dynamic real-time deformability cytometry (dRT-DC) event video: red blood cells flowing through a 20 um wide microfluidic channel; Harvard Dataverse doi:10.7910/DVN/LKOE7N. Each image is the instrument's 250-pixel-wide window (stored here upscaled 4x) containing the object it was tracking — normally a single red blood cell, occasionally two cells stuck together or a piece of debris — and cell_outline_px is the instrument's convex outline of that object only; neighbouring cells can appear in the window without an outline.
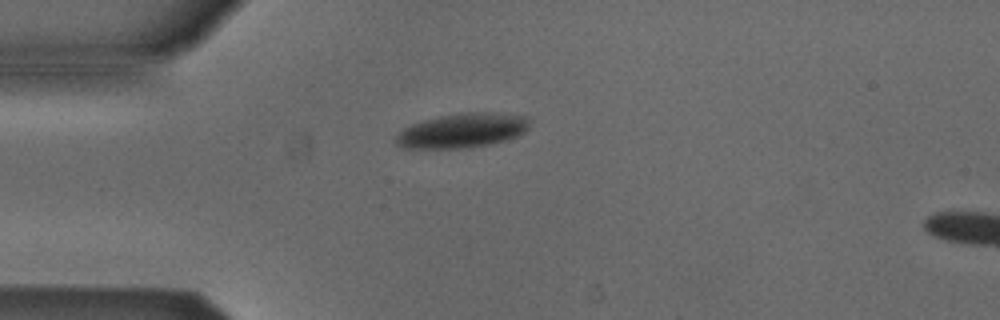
{"species": "Egyptian fruit bat (a non-hibernating species)", "species_latin": "Rousettus aegyptiacus", "temperature_condition": "cold", "stored_images_in_passage": 4, "camera_frame_rate_fps": 3000, "um_per_image_px": 0.085, "animal": {"sex": "male"}, "frame": {"image": 1, "passage_image": 1, "time_ms": 0.0, "image_size_px": [1000, 320], "cell_outline_px": [[528, 128], [524, 132], [508, 140], [468, 148], [400, 148], [396, 144], [396, 136], [404, 128], [412, 124], [424, 120], [440, 116], [468, 112], [484, 112], [528, 116]], "centroid_in_image_um": [39.29, 11.1], "position_along_channel_um": 45.7, "area_um2": 26.65}}